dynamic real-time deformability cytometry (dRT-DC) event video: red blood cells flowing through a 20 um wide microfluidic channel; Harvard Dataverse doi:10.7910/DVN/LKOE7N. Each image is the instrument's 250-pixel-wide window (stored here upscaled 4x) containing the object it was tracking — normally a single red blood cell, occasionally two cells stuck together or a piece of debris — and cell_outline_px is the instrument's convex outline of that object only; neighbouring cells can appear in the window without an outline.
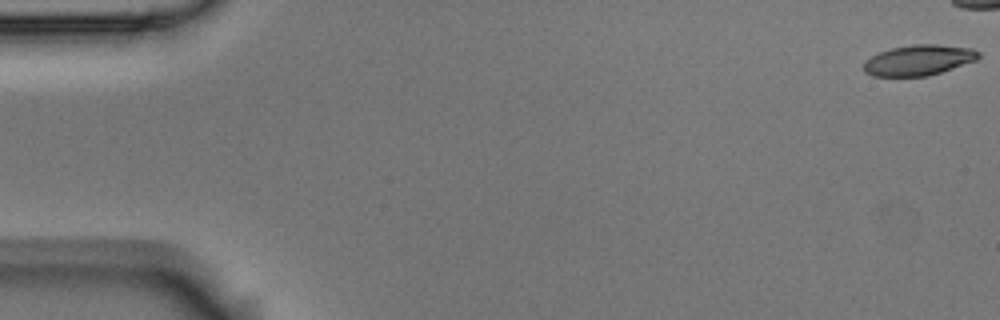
{"species": "Egyptian fruit bat (a non-hibernating species)", "species_latin": "Rousettus aegyptiacus", "temperature_condition": "room temperature", "stored_images_in_passage": 6, "camera_frame_rate_fps": 3000, "um_per_image_px": 0.085, "animal": {"sex": "male"}, "frame": {"image": 1, "passage_image": 1, "time_ms": 0.0, "image_size_px": [1000, 320], "cell_outline_px": [[980, 56], [976, 60], [928, 76], [872, 76], [864, 72], [864, 64], [872, 56], [880, 52], [892, 48], [912, 44], [936, 44], [972, 48], [980, 52]], "centroid_in_image_um": [78.1, 5.11], "position_along_channel_um": 6.9, "area_um2": 20.23}}